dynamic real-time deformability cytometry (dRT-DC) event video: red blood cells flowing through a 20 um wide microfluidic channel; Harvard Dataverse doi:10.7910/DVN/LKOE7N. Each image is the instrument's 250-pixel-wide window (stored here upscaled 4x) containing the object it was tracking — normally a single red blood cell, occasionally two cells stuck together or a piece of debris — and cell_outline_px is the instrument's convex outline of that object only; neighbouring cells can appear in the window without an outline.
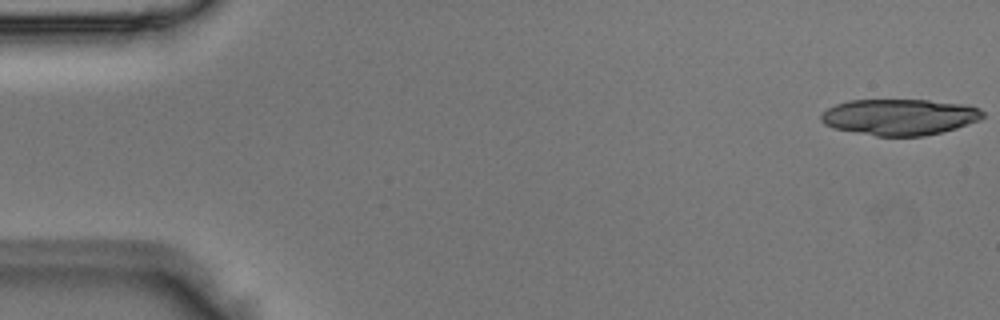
{"species": "Egyptian fruit bat (a non-hibernating species)", "species_latin": "Rousettus aegyptiacus", "temperature_condition": "room temperature", "stored_images_in_passage": 22, "camera_frame_rate_fps": 3000, "um_per_image_px": 0.085, "animal": {"sex": "male"}, "frame": {"image": 1, "passage_image": 1, "time_ms": 0.0, "image_size_px": [1000, 320], "cell_outline_px": [[984, 116], [980, 120], [956, 128], [924, 136], [876, 136], [832, 128], [824, 124], [820, 120], [820, 116], [828, 108], [836, 104], [848, 100], [928, 100], [968, 104], [980, 108], [984, 112]], "centroid_in_image_um": [76.48, 9.94], "position_along_channel_um": 8.5, "area_um2": 34.28}}
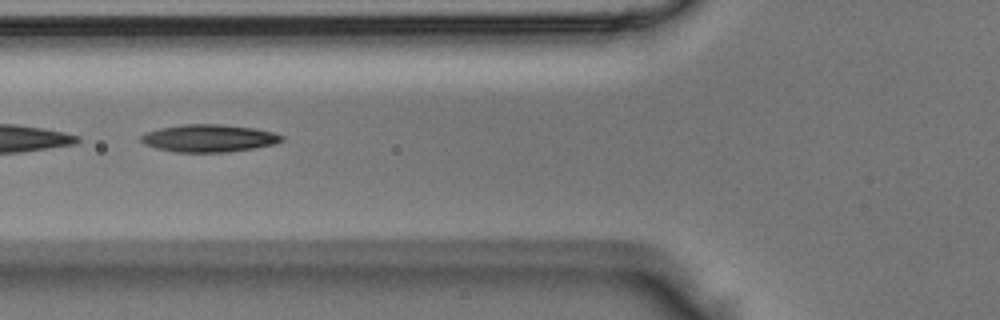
{"frame": {"image": 2, "passage_image": 19, "time_ms": 6.0, "image_size_px": [1000, 320], "cell_outline_px": [[284, 140], [276, 144], [228, 152], [176, 152], [156, 148], [144, 144], [140, 140], [140, 136], [144, 132], [160, 128], [184, 124], [220, 124], [252, 128], [272, 132], [284, 136]], "centroid_in_image_um": [17.73, 11.75], "position_along_channel_um": 108.1, "area_um2": 22.54}}